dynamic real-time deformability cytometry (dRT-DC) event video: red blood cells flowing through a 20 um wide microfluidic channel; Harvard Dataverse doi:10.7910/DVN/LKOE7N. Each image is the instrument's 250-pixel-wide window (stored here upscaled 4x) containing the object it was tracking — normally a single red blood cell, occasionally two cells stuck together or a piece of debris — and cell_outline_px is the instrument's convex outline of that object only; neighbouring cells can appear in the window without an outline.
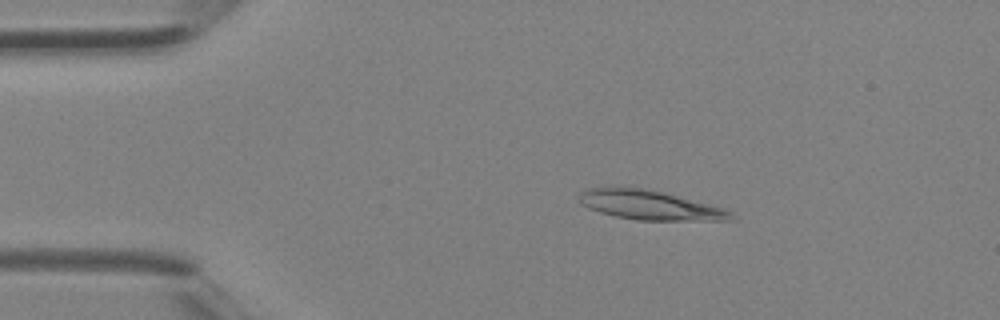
{"species": "Egyptian fruit bat (a non-hibernating species)", "species_latin": "Rousettus aegyptiacus", "temperature_condition": "room temperature", "stored_images_in_passage": 40, "camera_frame_rate_fps": 3000, "um_per_image_px": 0.085, "animal": {"sex": "female"}, "frame": {"image": 1, "passage_image": 7, "time_ms": 2.0, "image_size_px": [1000, 320], "cell_outline_px": [[736, 220], [636, 220], [616, 216], [600, 212], [588, 208], [580, 204], [580, 192], [584, 188], [640, 188], [664, 192], [724, 208], [732, 212]], "centroid_in_image_um": [55.25, 17.44], "position_along_channel_um": 29.8, "area_um2": 25.72}}
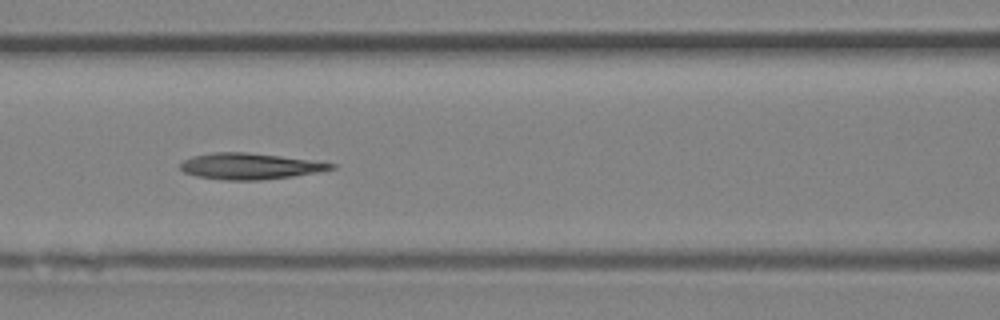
{"frame": {"image": 2, "passage_image": 17, "time_ms": 5.333, "image_size_px": [1000, 320], "cell_outline_px": [[336, 168], [316, 172], [292, 176], [260, 180], [224, 180], [196, 176], [184, 172], [180, 168], [180, 164], [184, 160], [192, 156], [212, 152], [244, 152], [280, 156], [336, 164]], "centroid_in_image_um": [21.19, 14.13], "position_along_channel_um": 145.4, "area_um2": 22.72}}
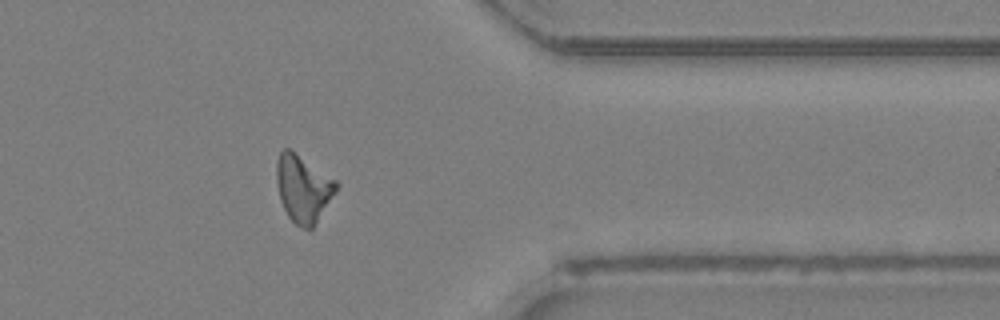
{"frame": {"image": 3, "passage_image": 32, "time_ms": 10.333, "image_size_px": [1000, 320], "cell_outline_px": [[340, 184], [336, 192], [312, 228], [304, 228], [296, 224], [288, 216], [280, 200], [276, 180], [276, 164], [280, 152], [284, 148], [288, 148], [336, 180]], "centroid_in_image_um": [25.76, 16.02], "position_along_channel_um": 385.6, "area_um2": 23.0}}